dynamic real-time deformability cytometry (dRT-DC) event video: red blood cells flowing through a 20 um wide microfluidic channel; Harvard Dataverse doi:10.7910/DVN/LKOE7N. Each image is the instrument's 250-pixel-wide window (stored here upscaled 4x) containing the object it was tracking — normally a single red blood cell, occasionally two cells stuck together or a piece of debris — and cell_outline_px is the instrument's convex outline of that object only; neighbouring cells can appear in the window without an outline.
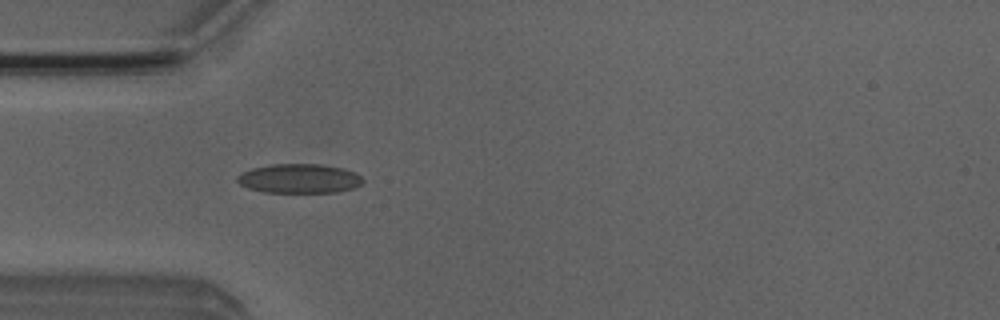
{"species": "Egyptian fruit bat (a non-hibernating species)", "species_latin": "Rousettus aegyptiacus", "temperature_condition": "room temperature", "stored_images_in_passage": 6, "camera_frame_rate_fps": 3000, "um_per_image_px": 0.085, "animal": {"sex": "male"}, "frame": {"image": 1, "passage_image": 4, "time_ms": 3.333, "image_size_px": [1000, 320], "cell_outline_px": [[364, 180], [356, 188], [340, 192], [264, 192], [248, 188], [240, 184], [236, 180], [236, 176], [252, 168], [272, 164], [320, 164], [344, 168], [356, 172]], "centroid_in_image_um": [25.47, 15.17], "position_along_channel_um": 59.5, "area_um2": 21.56}}